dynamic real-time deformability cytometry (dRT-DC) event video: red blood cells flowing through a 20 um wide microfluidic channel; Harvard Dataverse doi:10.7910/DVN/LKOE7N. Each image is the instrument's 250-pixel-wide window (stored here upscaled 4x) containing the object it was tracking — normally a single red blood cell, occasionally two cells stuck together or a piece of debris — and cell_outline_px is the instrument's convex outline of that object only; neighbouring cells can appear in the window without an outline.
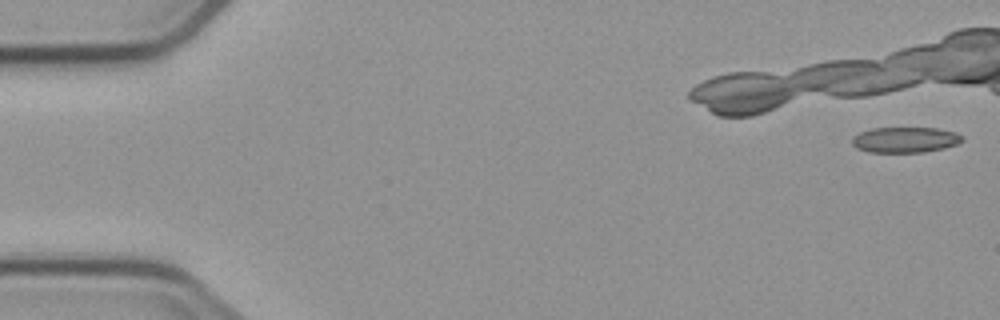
{"species": "common noctule bat (a hibernating species)", "species_latin": "Nyctalus noctula", "temperature_condition": "cold", "stored_images_in_passage": 6, "camera_frame_rate_fps": 3000, "um_per_image_px": 0.085, "animal": {"sex": "male", "body_mass_g": 23.1, "forearm_length_mm": 52.7}, "frame": {"image": 1, "passage_image": 1, "time_ms": 0.0, "image_size_px": [1000, 320], "cell_outline_px": [[964, 140], [956, 144], [944, 148], [924, 152], [868, 152], [856, 148], [852, 144], [852, 136], [860, 132], [872, 128], [936, 128], [956, 132], [964, 136]], "centroid_in_image_um": [76.94, 11.88], "position_along_channel_um": 8.1, "area_um2": 16.53}}